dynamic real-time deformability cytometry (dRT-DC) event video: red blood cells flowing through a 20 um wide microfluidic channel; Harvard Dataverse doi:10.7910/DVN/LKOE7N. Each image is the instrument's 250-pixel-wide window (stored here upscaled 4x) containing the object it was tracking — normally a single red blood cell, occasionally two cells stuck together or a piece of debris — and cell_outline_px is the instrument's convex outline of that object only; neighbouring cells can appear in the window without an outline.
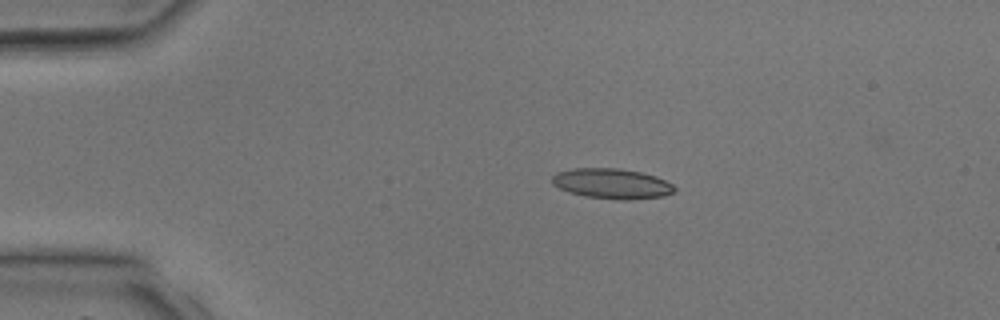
{"species": "common noctule bat (a hibernating species)", "species_latin": "Nyctalus noctula", "temperature_condition": "room temperature", "stored_images_in_passage": 3, "camera_frame_rate_fps": 3000, "um_per_image_px": 0.085, "animal": {"sex": "male", "body_mass_g": 17.9, "forearm_length_mm": 54.2}, "frame": {"image": 1, "passage_image": 2, "time_ms": 1.333, "image_size_px": [1000, 320], "cell_outline_px": [[676, 192], [664, 196], [632, 200], [624, 200], [584, 196], [568, 192], [552, 184], [552, 176], [556, 172], [572, 168], [616, 168], [640, 172], [656, 176], [672, 184], [676, 188]], "centroid_in_image_um": [52.02, 15.61], "position_along_channel_um": 33.0, "area_um2": 21.68}}